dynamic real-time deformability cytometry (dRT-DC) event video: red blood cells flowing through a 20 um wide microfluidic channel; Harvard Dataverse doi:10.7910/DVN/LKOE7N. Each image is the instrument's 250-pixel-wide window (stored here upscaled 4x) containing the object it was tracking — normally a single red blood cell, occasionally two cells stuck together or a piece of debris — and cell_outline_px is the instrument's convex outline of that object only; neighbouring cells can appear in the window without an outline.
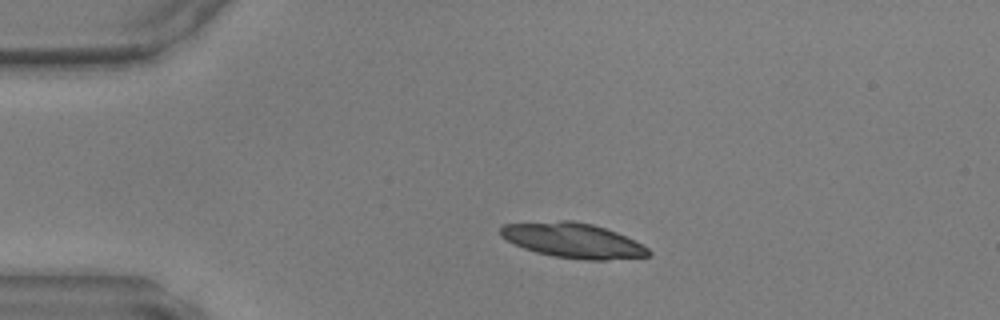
{"species": "common noctule bat (a hibernating species)", "species_latin": "Nyctalus noctula", "temperature_condition": "warm", "stored_images_in_passage": 38, "camera_frame_rate_fps": 3000, "um_per_image_px": 0.085, "animal": {"sex": "male", "body_mass_g": 17.9, "forearm_length_mm": 54.2}, "frame": {"image": 1, "passage_image": 1, "time_ms": 0.0, "image_size_px": [1000, 320], "cell_outline_px": [[652, 256], [608, 260], [588, 260], [552, 256], [536, 252], [524, 248], [500, 236], [500, 228], [504, 224], [560, 220], [572, 220], [592, 224], [616, 232], [648, 248], [652, 252]], "centroid_in_image_um": [48.71, 20.44], "position_along_channel_um": 36.3, "area_um2": 29.94}}
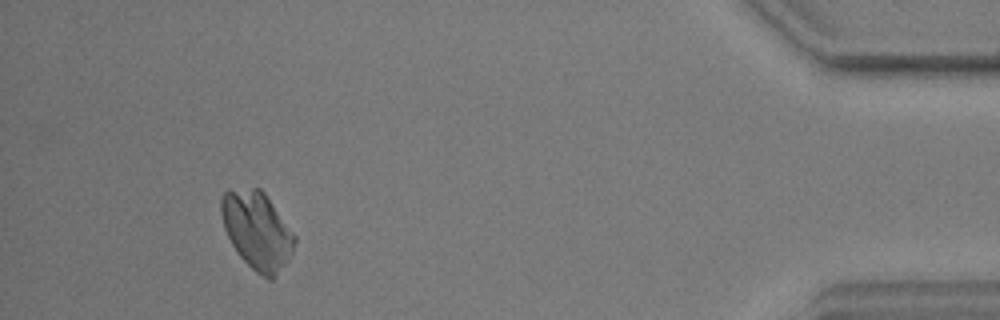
{"frame": {"image": 2, "passage_image": 35, "time_ms": 11.333, "image_size_px": [1000, 320], "cell_outline_px": [[296, 240], [292, 252], [284, 264], [272, 280], [268, 280], [260, 276], [236, 252], [224, 228], [220, 212], [220, 196], [228, 188], [260, 188], [264, 192], [296, 236]], "centroid_in_image_um": [21.82, 19.56], "position_along_channel_um": 413.4, "area_um2": 33.18}}